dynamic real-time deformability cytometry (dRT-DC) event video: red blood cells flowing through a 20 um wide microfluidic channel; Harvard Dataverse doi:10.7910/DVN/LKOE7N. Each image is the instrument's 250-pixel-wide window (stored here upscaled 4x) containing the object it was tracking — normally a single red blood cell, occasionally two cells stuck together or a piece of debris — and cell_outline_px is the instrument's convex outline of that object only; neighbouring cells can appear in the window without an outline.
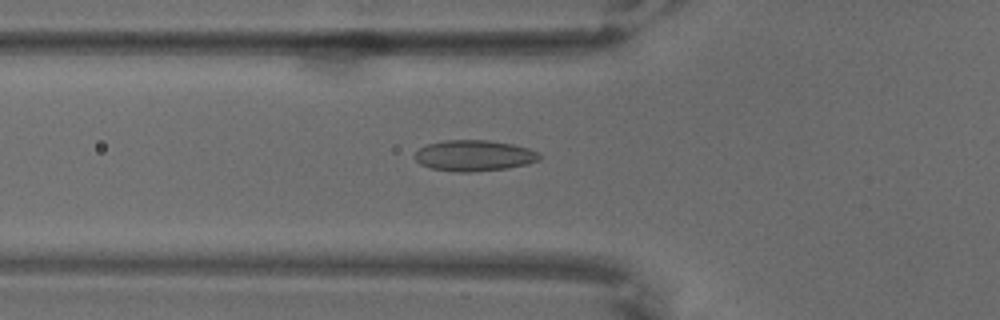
{"species": "common noctule bat (a hibernating species)", "species_latin": "Nyctalus noctula", "temperature_condition": "warm", "stored_images_in_passage": 68, "camera_frame_rate_fps": 3000, "um_per_image_px": 0.085, "animal": {"sex": "male", "body_mass_g": 18.8}, "frame": {"image": 1, "passage_image": 25, "time_ms": 8.0, "image_size_px": [1000, 320], "cell_outline_px": [[544, 156], [540, 160], [528, 164], [508, 168], [472, 172], [456, 172], [432, 168], [420, 164], [416, 160], [416, 152], [420, 148], [428, 144], [444, 140], [488, 140], [512, 144], [528, 148], [540, 152]], "centroid_in_image_um": [40.37, 13.23], "position_along_channel_um": 85.4, "area_um2": 22.6}}
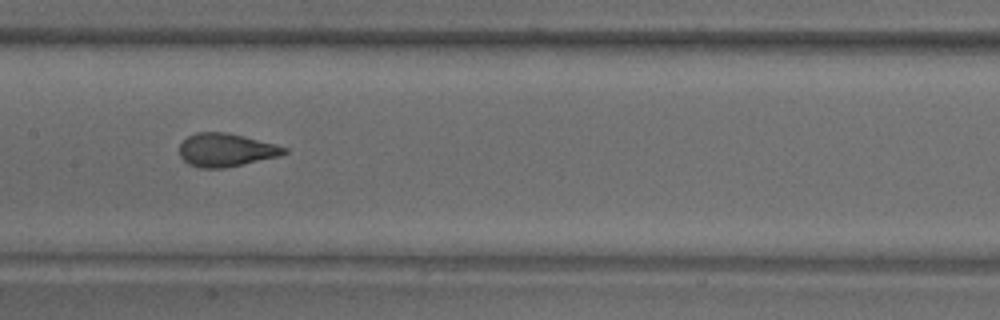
{"frame": {"image": 2, "passage_image": 35, "time_ms": 11.333, "image_size_px": [1000, 320], "cell_outline_px": [[288, 152], [280, 156], [224, 168], [200, 168], [188, 164], [180, 156], [180, 144], [188, 136], [196, 132], [224, 132], [244, 136], [276, 144], [288, 148]], "centroid_in_image_um": [19.22, 12.75], "position_along_channel_um": 188.2, "area_um2": 20.29}}
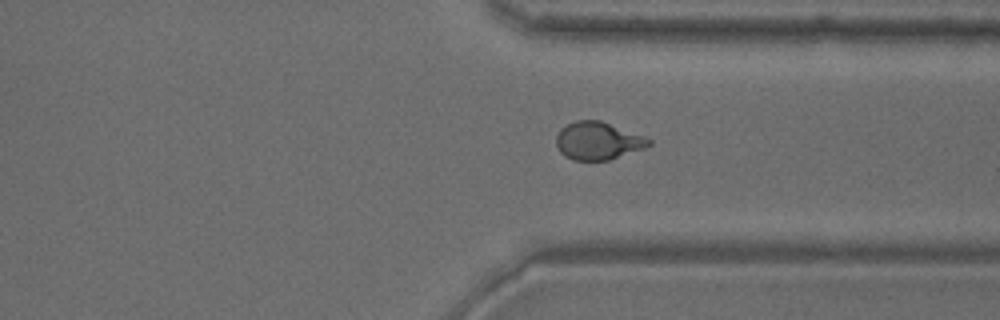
{"frame": {"image": 3, "passage_image": 52, "time_ms": 17.0, "image_size_px": [1000, 320], "cell_outline_px": [[652, 144], [644, 148], [608, 160], [572, 160], [564, 156], [560, 152], [556, 144], [556, 136], [560, 128], [576, 120], [600, 120], [644, 136], [652, 140]], "centroid_in_image_um": [50.8, 11.97], "position_along_channel_um": 360.6, "area_um2": 20.35}}